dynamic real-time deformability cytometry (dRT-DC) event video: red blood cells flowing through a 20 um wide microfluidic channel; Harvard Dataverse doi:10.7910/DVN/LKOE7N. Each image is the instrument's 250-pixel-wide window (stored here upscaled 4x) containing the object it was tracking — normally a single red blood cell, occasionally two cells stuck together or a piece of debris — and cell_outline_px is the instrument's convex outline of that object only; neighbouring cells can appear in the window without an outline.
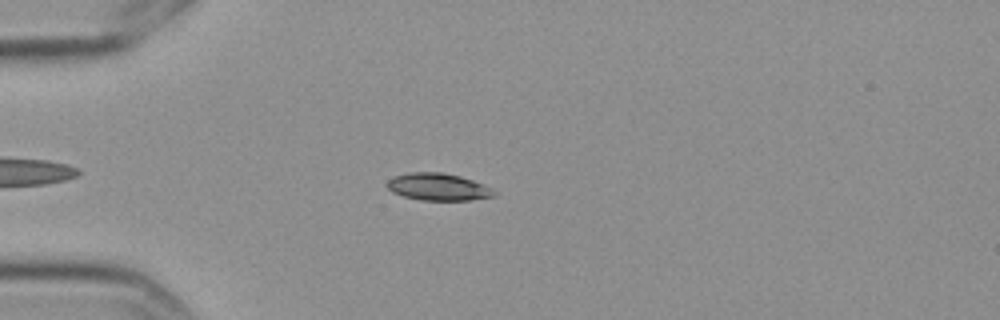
{"species": "Egyptian fruit bat (a non-hibernating species)", "species_latin": "Rousettus aegyptiacus", "temperature_condition": "cold", "stored_images_in_passage": 8, "camera_frame_rate_fps": 3000, "um_per_image_px": 0.085, "frame": {"image": 1, "passage_image": 4, "time_ms": 1.0, "image_size_px": [1000, 320], "cell_outline_px": [[496, 196], [468, 200], [420, 200], [404, 196], [392, 192], [388, 188], [388, 180], [396, 176], [408, 172], [444, 172], [460, 176], [472, 180], [492, 188], [496, 192]], "centroid_in_image_um": [37.26, 15.88], "position_along_channel_um": 47.7, "area_um2": 16.88}}
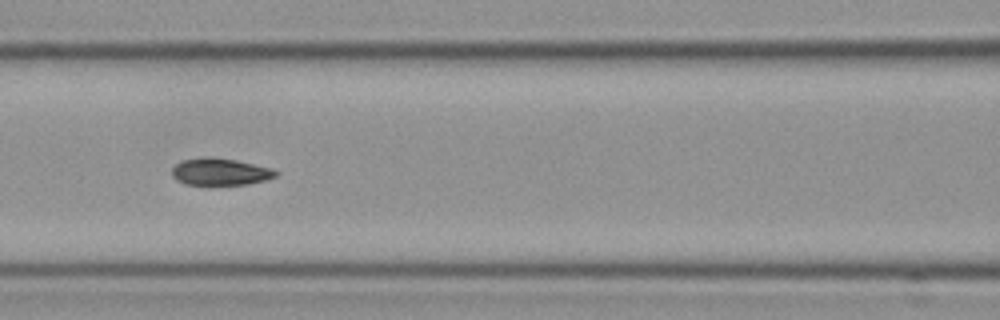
{"frame": {"image": 2, "passage_image": 7, "time_ms": 2.0, "image_size_px": [1000, 320], "cell_outline_px": [[280, 172], [276, 176], [268, 180], [248, 184], [184, 184], [176, 180], [172, 176], [172, 168], [176, 164], [184, 160], [236, 160], [272, 168]], "centroid_in_image_um": [18.79, 14.65], "position_along_channel_um": 147.8, "area_um2": 15.61}}
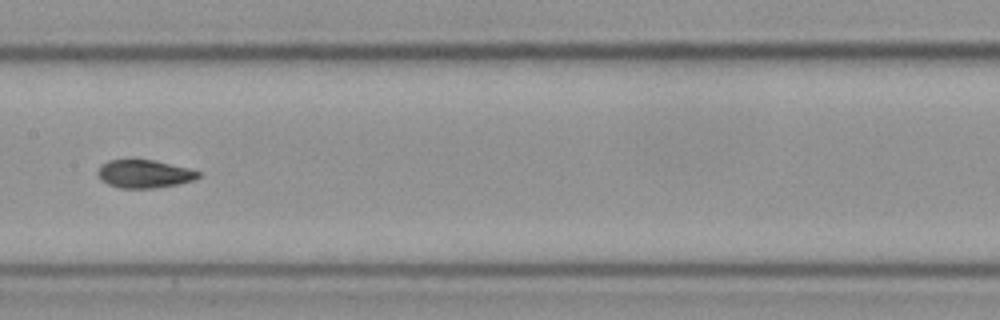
{"frame": {"image": 3, "passage_image": 8, "time_ms": 2.333, "image_size_px": [1000, 320], "cell_outline_px": [[200, 176], [192, 180], [176, 184], [152, 188], [120, 188], [108, 184], [100, 180], [96, 172], [100, 164], [108, 160], [152, 160], [188, 168], [200, 172]], "centroid_in_image_um": [12.19, 14.78], "position_along_channel_um": 195.2, "area_um2": 16.3}}